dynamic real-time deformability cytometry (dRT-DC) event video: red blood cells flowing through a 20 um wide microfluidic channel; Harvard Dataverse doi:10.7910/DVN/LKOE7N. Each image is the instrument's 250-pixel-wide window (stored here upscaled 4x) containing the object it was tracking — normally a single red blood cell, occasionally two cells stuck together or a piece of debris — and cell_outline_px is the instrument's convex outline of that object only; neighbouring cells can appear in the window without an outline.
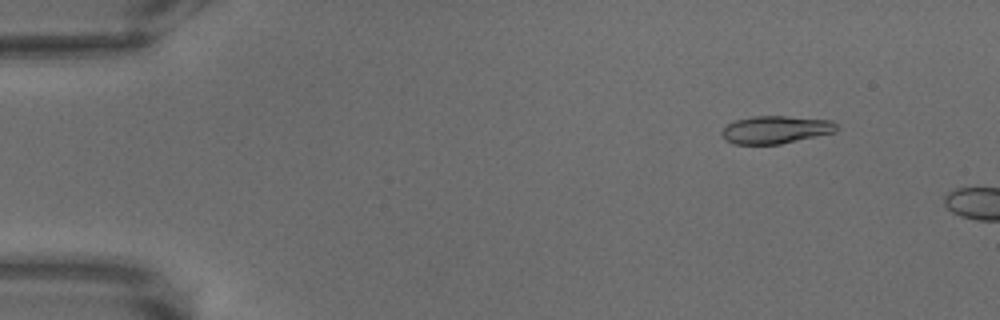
{"species": "common noctule bat (a hibernating species)", "species_latin": "Nyctalus noctula", "temperature_condition": "warm", "stored_images_in_passage": 5, "camera_frame_rate_fps": 3000, "um_per_image_px": 0.085, "animal": {"sex": "male", "body_mass_g": 18.8}, "frame": {"image": 1, "passage_image": 1, "time_ms": 0.0, "image_size_px": [1000, 320], "cell_outline_px": [[836, 132], [780, 144], [732, 144], [724, 140], [720, 132], [728, 124], [736, 120], [752, 116], [784, 116], [832, 120], [836, 124]], "centroid_in_image_um": [65.9, 11.03], "position_along_channel_um": 19.1, "area_um2": 18.55}}